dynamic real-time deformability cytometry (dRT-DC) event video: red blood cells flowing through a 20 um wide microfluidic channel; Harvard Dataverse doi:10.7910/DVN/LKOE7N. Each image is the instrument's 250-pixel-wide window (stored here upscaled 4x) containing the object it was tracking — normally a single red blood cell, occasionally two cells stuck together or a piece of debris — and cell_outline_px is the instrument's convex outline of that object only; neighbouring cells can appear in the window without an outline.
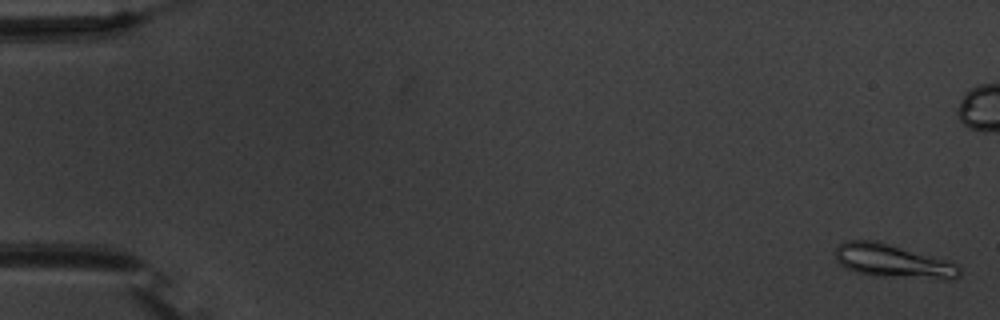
{"species": "common noctule bat (a hibernating species)", "species_latin": "Nyctalus noctula", "temperature_condition": "warm", "stored_images_in_passage": 11, "camera_frame_rate_fps": 3000, "um_per_image_px": 0.085, "animal": {"sex": "male", "body_mass_g": 20.1, "forearm_length_mm": 53.5}, "frame": {"image": 1, "passage_image": 2, "time_ms": 0.333, "image_size_px": [1000, 320], "cell_outline_px": [[960, 276], [952, 280], [936, 280], [872, 276], [856, 272], [844, 268], [836, 260], [836, 248], [844, 240], [876, 240], [960, 264]], "centroid_in_image_um": [75.93, 22.22], "position_along_channel_um": 9.1, "area_um2": 24.8}}